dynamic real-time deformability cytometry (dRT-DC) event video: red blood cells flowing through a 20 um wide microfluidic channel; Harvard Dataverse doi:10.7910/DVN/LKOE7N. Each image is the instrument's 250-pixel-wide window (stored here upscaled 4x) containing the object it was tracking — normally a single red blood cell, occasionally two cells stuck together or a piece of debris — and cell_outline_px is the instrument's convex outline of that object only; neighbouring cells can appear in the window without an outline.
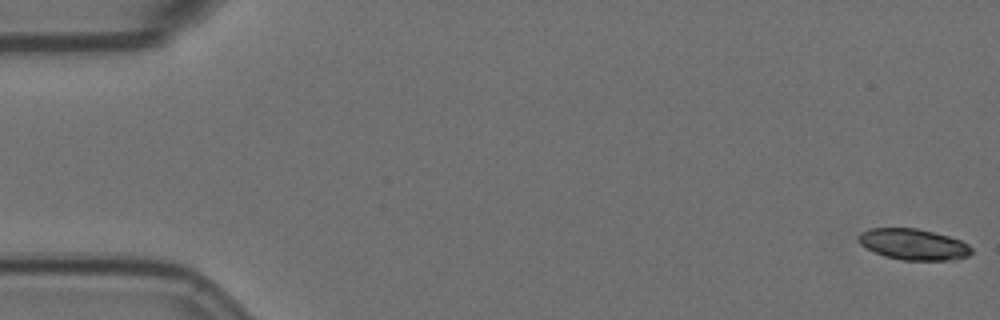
{"species": "Egyptian fruit bat (a non-hibernating species)", "species_latin": "Rousettus aegyptiacus", "temperature_condition": "room temperature", "stored_images_in_passage": 57, "camera_frame_rate_fps": 3000, "um_per_image_px": 0.085, "animal": {"sex": "female"}, "frame": {"image": 1, "passage_image": 1, "time_ms": 0.0, "image_size_px": [1000, 320], "cell_outline_px": [[972, 252], [968, 256], [956, 260], [904, 260], [884, 256], [860, 244], [856, 240], [856, 236], [860, 232], [868, 228], [916, 228], [948, 236], [960, 240], [968, 244], [972, 248]], "centroid_in_image_um": [77.62, 20.76], "position_along_channel_um": 7.4, "area_um2": 20.52}}
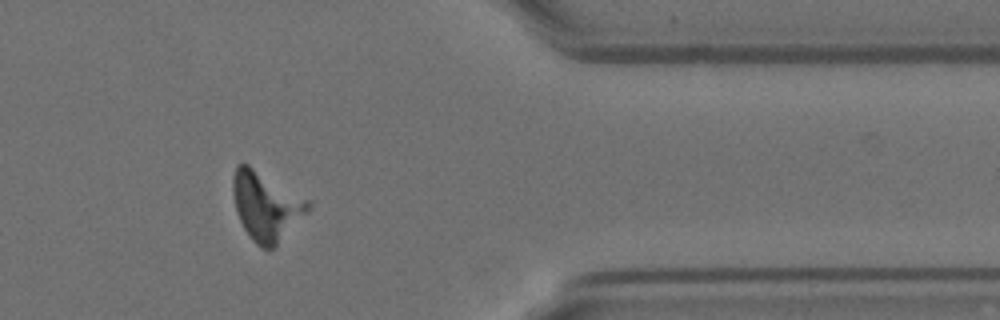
{"frame": {"image": 2, "passage_image": 47, "time_ms": 15.333, "image_size_px": [1000, 320], "cell_outline_px": [[312, 208], [272, 248], [260, 248], [252, 240], [244, 228], [236, 212], [232, 192], [232, 176], [236, 164], [248, 164], [312, 200]], "centroid_in_image_um": [22.63, 17.47], "position_along_channel_um": 388.8, "area_um2": 30.29}}
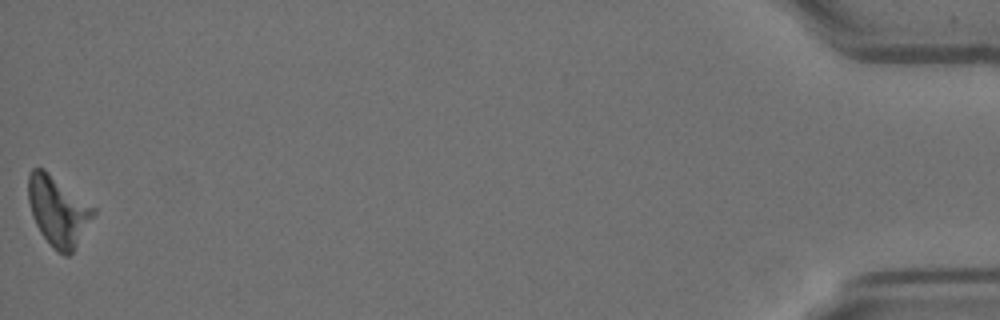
{"frame": {"image": 3, "passage_image": 57, "time_ms": 18.667, "image_size_px": [1000, 320], "cell_outline_px": [[96, 212], [72, 252], [68, 256], [64, 256], [52, 248], [40, 232], [32, 216], [28, 200], [28, 176], [32, 168], [44, 168], [96, 208]], "centroid_in_image_um": [4.92, 17.92], "position_along_channel_um": 430.3, "area_um2": 26.41}}